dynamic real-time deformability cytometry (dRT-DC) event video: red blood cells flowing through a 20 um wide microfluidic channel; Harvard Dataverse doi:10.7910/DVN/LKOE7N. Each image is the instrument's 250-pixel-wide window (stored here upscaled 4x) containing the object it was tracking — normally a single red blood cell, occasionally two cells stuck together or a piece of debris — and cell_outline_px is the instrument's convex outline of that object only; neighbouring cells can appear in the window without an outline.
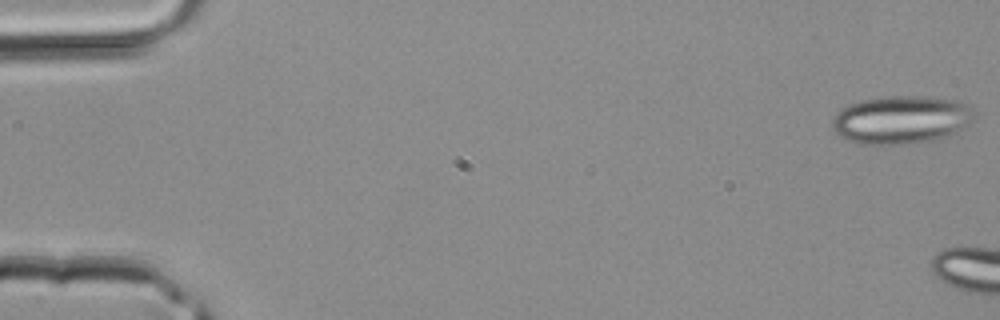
{"species": "common noctule bat (a hibernating species)", "species_latin": "Nyctalus noctula", "temperature_condition": "room temperature", "stored_images_in_passage": 4, "camera_frame_rate_fps": 3000, "um_per_image_px": 0.085, "animal": {"sex": "male", "body_mass_g": 20.4}, "frame": {"image": 1, "passage_image": 1, "time_ms": 0.0, "image_size_px": [1000, 320], "cell_outline_px": [[972, 120], [968, 124], [956, 132], [948, 136], [936, 140], [904, 144], [860, 144], [848, 140], [840, 136], [832, 128], [832, 120], [848, 104], [864, 100], [884, 96], [924, 96], [956, 100], [964, 104], [972, 116]], "centroid_in_image_um": [76.56, 10.19], "position_along_channel_um": 8.4, "area_um2": 39.3}}